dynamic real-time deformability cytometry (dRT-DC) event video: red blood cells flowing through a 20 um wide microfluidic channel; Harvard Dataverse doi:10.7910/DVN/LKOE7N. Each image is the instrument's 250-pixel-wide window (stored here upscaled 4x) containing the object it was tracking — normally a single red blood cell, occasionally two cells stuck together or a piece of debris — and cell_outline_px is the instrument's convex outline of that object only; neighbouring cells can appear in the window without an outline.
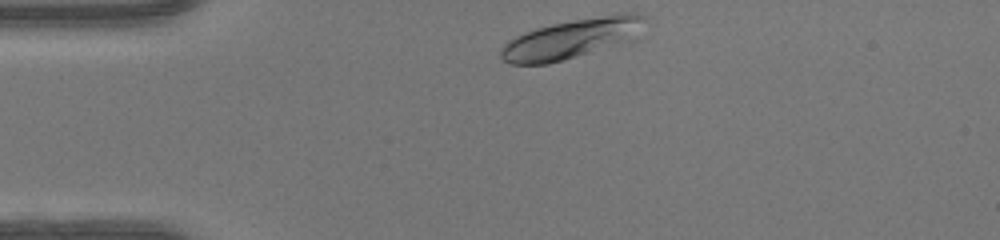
{"species": "human", "species_latin": "Homo sapiens", "temperature_condition": "warm", "stored_images_in_passage": 31, "camera_frame_rate_fps": 3000, "um_per_image_px": 0.085, "donor": {"sex": "female"}, "frame": {"image": 1, "passage_image": 1, "time_ms": 0.0, "image_size_px": [1000, 240], "cell_outline_px": [[648, 16], [636, 40], [564, 60], [548, 64], [512, 64], [504, 60], [500, 56], [500, 48], [508, 40], [524, 32], [536, 28], [552, 24], [616, 12], [628, 12]], "centroid_in_image_um": [48.66, 3.27], "position_along_channel_um": 36.3, "area_um2": 33.81}}
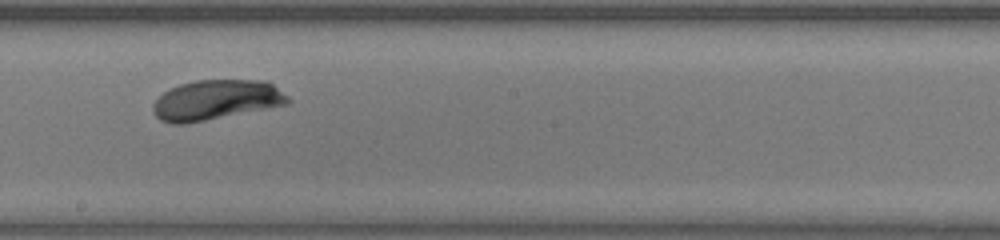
{"frame": {"image": 2, "passage_image": 18, "time_ms": 5.667, "image_size_px": [1000, 240], "cell_outline_px": [[292, 100], [288, 104], [184, 124], [172, 124], [160, 120], [152, 112], [152, 104], [164, 92], [180, 84], [196, 80], [268, 80], [288, 96]], "centroid_in_image_um": [18.37, 8.49], "position_along_channel_um": 229.8, "area_um2": 31.33}}
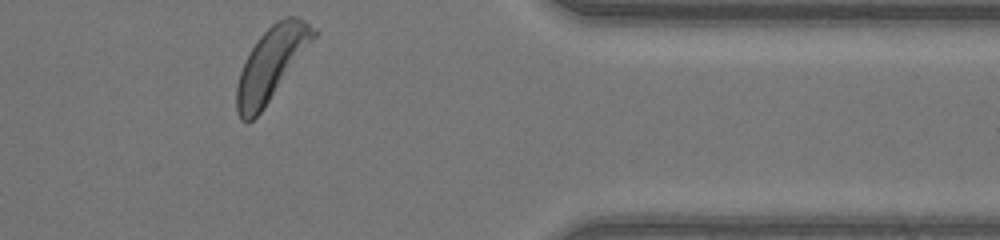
{"frame": {"image": 3, "passage_image": 31, "time_ms": 10.0, "image_size_px": [1000, 240], "cell_outline_px": [[316, 36], [264, 108], [252, 120], [240, 120], [236, 108], [236, 88], [240, 72], [256, 40], [276, 20], [284, 16], [296, 16], [304, 20], [316, 28]], "centroid_in_image_um": [23.06, 5.4], "position_along_channel_um": 388.3, "area_um2": 31.96}, "authors_computed_cell_mechanics": {"area_um2": 30.7496, "velocity_mm_per_s": 4.1205, "shape_relaxation_time_tau1_ms": 1.7719, "shape_relaxation_time_tau2_ms": null, "deformation_change_tau1": 0.1241, "deformation_change_tau2": null}}